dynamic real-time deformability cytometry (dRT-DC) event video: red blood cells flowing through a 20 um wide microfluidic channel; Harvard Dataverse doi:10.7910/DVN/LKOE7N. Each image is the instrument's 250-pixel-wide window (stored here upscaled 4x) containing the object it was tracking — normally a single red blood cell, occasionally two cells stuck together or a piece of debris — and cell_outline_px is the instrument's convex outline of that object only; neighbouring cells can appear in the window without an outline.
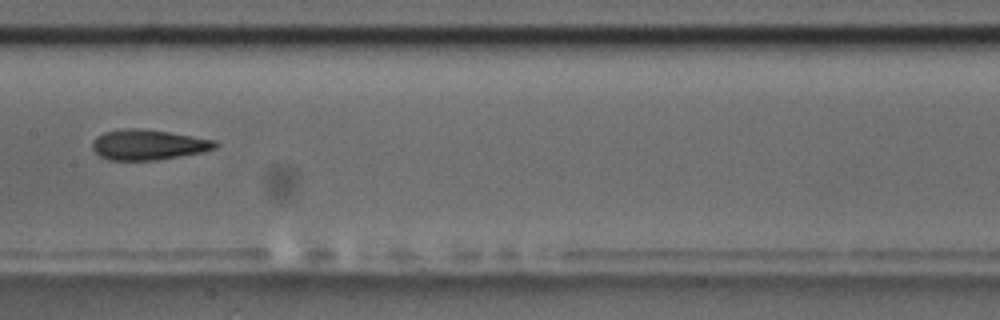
{"species": "common noctule bat (a hibernating species)", "species_latin": "Nyctalus noctula", "temperature_condition": "room temperature", "stored_images_in_passage": 10, "camera_frame_rate_fps": 3000, "um_per_image_px": 0.085, "animal": {"sex": "male", "body_mass_g": 17.5, "forearm_length_mm": 52.3}, "frame": {"image": 1, "passage_image": 9, "time_ms": 2.667, "image_size_px": [1000, 320], "cell_outline_px": [[220, 144], [216, 148], [200, 152], [180, 156], [156, 160], [108, 160], [100, 156], [92, 148], [92, 144], [96, 136], [104, 132], [128, 128], [140, 128], [168, 132], [216, 140]], "centroid_in_image_um": [12.6, 12.3], "position_along_channel_um": 194.8, "area_um2": 21.62}}
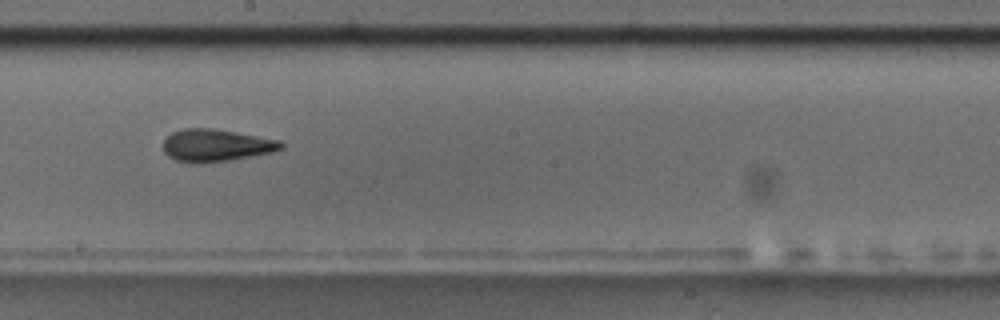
{"frame": {"image": 2, "passage_image": 10, "time_ms": 3.0, "image_size_px": [1000, 320], "cell_outline_px": [[284, 148], [272, 152], [228, 160], [200, 164], [176, 160], [168, 156], [164, 152], [164, 140], [172, 132], [184, 128], [212, 128], [280, 140], [284, 144]], "centroid_in_image_um": [18.36, 12.35], "position_along_channel_um": 229.8, "area_um2": 22.08}}